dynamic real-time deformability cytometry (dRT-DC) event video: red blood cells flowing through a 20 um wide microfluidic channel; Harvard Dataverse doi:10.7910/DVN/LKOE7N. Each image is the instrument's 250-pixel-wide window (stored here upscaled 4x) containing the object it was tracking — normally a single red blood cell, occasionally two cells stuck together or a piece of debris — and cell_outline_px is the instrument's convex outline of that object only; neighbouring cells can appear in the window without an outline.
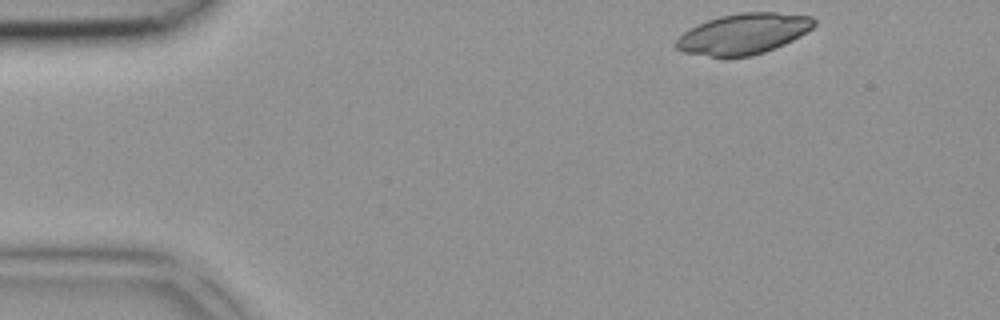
{"species": "common noctule bat (a hibernating species)", "species_latin": "Nyctalus noctula", "temperature_condition": "room temperature", "stored_images_in_passage": 39, "camera_frame_rate_fps": 3000, "um_per_image_px": 0.085, "animal": {"sex": "female", "body_mass_g": 18.4}, "frame": {"image": 1, "passage_image": 1, "time_ms": 0.0, "image_size_px": [1000, 320], "cell_outline_px": [[816, 24], [812, 28], [800, 36], [776, 48], [752, 56], [712, 56], [684, 52], [676, 48], [672, 44], [684, 32], [708, 20], [720, 16], [740, 12], [776, 12], [812, 16], [816, 20]], "centroid_in_image_um": [63.23, 2.86], "position_along_channel_um": 21.8, "area_um2": 32.48}}
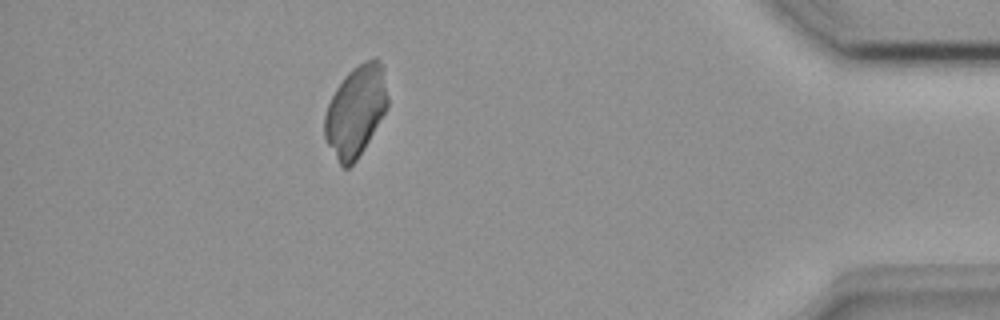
{"frame": {"image": 2, "passage_image": 34, "time_ms": 11.0, "image_size_px": [1000, 320], "cell_outline_px": [[388, 108], [364, 148], [356, 160], [348, 168], [344, 168], [340, 164], [328, 144], [324, 136], [324, 116], [328, 104], [336, 88], [344, 76], [352, 68], [364, 60], [372, 56], [376, 56], [380, 60], [384, 68], [388, 96]], "centroid_in_image_um": [30.26, 9.37], "position_along_channel_um": 404.9, "area_um2": 33.58}}